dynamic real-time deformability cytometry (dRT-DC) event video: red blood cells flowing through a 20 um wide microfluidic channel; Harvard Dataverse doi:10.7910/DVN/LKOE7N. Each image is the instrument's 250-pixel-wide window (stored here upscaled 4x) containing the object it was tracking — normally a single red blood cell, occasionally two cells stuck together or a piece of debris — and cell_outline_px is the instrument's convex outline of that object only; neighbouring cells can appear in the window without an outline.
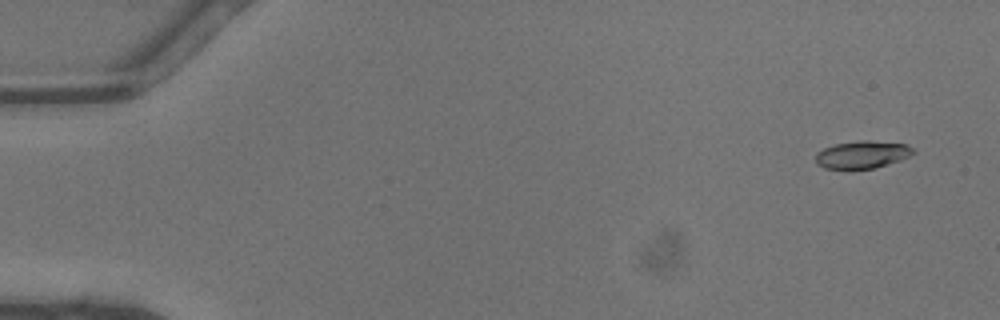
{"species": "common noctule bat (a hibernating species)", "species_latin": "Nyctalus noctula", "temperature_condition": "warm", "stored_images_in_passage": 47, "camera_frame_rate_fps": 3000, "um_per_image_px": 0.085, "animal": {"sex": "male", "body_mass_g": 13.3}, "frame": {"image": 1, "passage_image": 3, "time_ms": 0.667, "image_size_px": [1000, 320], "cell_outline_px": [[916, 152], [900, 160], [888, 164], [872, 168], [824, 168], [816, 164], [816, 152], [824, 148], [836, 144], [860, 140], [868, 140], [904, 144], [912, 148]], "centroid_in_image_um": [73.27, 13.13], "position_along_channel_um": 11.7, "area_um2": 15.37}}
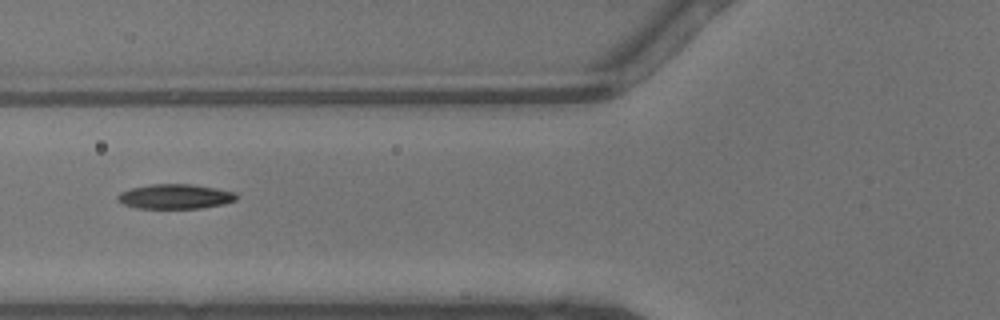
{"frame": {"image": 2, "passage_image": 19, "time_ms": 6.0, "image_size_px": [1000, 320], "cell_outline_px": [[236, 200], [224, 204], [200, 208], [136, 208], [124, 204], [116, 200], [116, 196], [120, 192], [132, 188], [152, 184], [192, 184], [216, 188], [236, 192]], "centroid_in_image_um": [14.88, 16.7], "position_along_channel_um": 110.9, "area_um2": 17.11}}
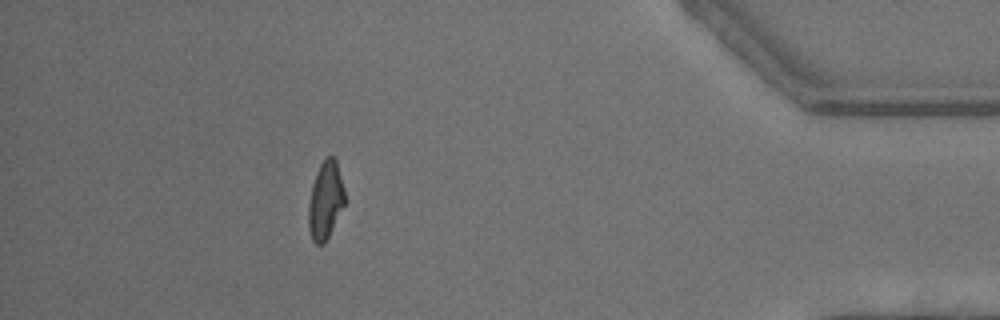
{"frame": {"image": 3, "passage_image": 42, "time_ms": 13.667, "image_size_px": [1000, 320], "cell_outline_px": [[344, 204], [324, 244], [316, 244], [312, 240], [308, 228], [308, 204], [312, 184], [316, 172], [320, 164], [328, 156], [332, 156], [336, 160], [344, 188]], "centroid_in_image_um": [27.64, 17.03], "position_along_channel_um": 407.6, "area_um2": 16.24}, "authors_computed_cell_mechanics": {"area_um2": 16.8776, "velocity_mm_per_s": 4.5159, "shape_relaxation_time_tau1_ms": 4.0866, "shape_relaxation_time_tau2_ms": 3.1932, "deformation_change_tau1": 0.1655, "deformation_change_tau2": 0.1018}}